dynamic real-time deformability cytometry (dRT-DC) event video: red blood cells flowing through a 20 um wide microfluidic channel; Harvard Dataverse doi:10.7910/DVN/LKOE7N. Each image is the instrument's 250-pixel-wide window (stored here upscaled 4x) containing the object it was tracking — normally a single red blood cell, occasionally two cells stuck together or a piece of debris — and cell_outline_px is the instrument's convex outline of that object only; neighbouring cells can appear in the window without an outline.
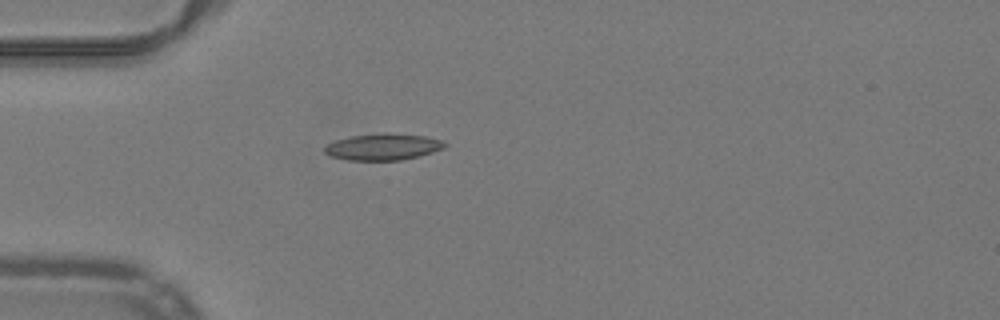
{"species": "common noctule bat (a hibernating species)", "species_latin": "Nyctalus noctula", "temperature_condition": "warm", "stored_images_in_passage": 31, "camera_frame_rate_fps": 3000, "um_per_image_px": 0.085, "animal": {"sex": "male", "body_mass_g": 19.2, "forearm_length_mm": 51.8}, "frame": {"image": 1, "passage_image": 1, "time_ms": 0.0, "image_size_px": [1000, 320], "cell_outline_px": [[448, 144], [444, 148], [420, 156], [400, 160], [348, 160], [332, 156], [324, 152], [324, 148], [328, 144], [336, 140], [352, 136], [384, 132], [424, 136], [444, 140]], "centroid_in_image_um": [32.6, 12.47], "position_along_channel_um": 52.4, "area_um2": 18.55}}
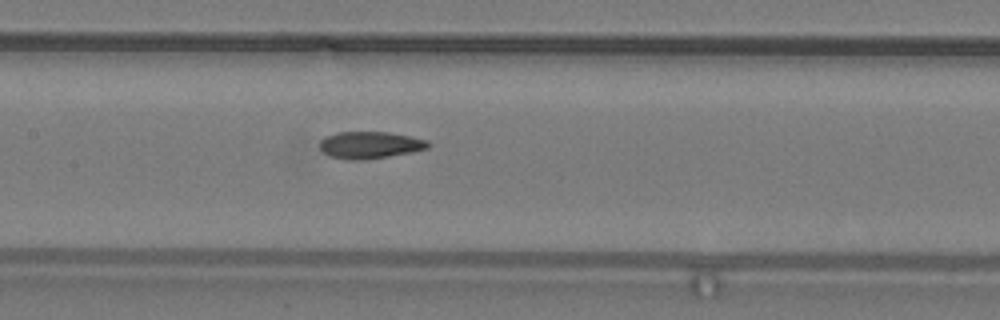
{"frame": {"image": 2, "passage_image": 11, "time_ms": 3.333, "image_size_px": [1000, 320], "cell_outline_px": [[432, 144], [428, 148], [412, 152], [364, 160], [344, 160], [328, 156], [320, 148], [320, 140], [324, 136], [336, 132], [388, 132], [428, 140]], "centroid_in_image_um": [31.42, 12.33], "position_along_channel_um": 176.0, "area_um2": 17.22}}
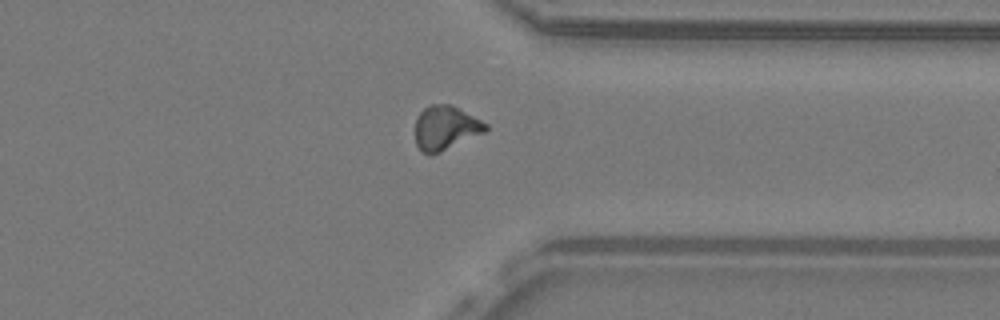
{"frame": {"image": 3, "passage_image": 26, "time_ms": 8.333, "image_size_px": [1000, 320], "cell_outline_px": [[488, 128], [484, 132], [440, 152], [424, 152], [416, 144], [416, 116], [424, 108], [432, 104], [452, 104], [488, 124]], "centroid_in_image_um": [37.88, 10.82], "position_along_channel_um": 373.5, "area_um2": 17.74}, "authors_computed_cell_mechanics": {"area_um2": 17.3978, "velocity_mm_per_s": 4.0043, "shape_relaxation_time_tau1_ms": null, "shape_relaxation_time_tau2_ms": 2.9536, "deformation_change_tau1": null, "deformation_change_tau2": 0.097}}